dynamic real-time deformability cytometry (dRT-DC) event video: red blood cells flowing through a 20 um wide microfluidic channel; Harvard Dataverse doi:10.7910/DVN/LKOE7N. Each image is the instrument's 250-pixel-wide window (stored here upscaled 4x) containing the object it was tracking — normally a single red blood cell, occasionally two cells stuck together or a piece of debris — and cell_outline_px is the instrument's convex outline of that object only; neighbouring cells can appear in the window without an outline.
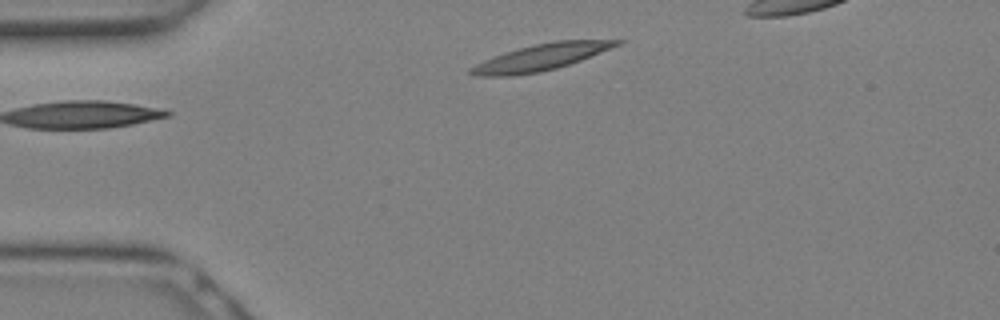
{"species": "Egyptian fruit bat (a non-hibernating species)", "species_latin": "Rousettus aegyptiacus", "temperature_condition": "warm", "stored_images_in_passage": 3, "camera_frame_rate_fps": 3000, "um_per_image_px": 0.085, "animal": {"sex": "female"}, "frame": {"image": 1, "passage_image": 3, "time_ms": 0.667, "image_size_px": [1000, 320], "cell_outline_px": [[624, 40], [620, 44], [580, 60], [556, 68], [540, 72], [512, 76], [476, 76], [468, 72], [468, 68], [484, 60], [504, 52], [536, 44], [556, 40]], "centroid_in_image_um": [45.92, 4.88], "position_along_channel_um": 39.1, "area_um2": 22.14}}